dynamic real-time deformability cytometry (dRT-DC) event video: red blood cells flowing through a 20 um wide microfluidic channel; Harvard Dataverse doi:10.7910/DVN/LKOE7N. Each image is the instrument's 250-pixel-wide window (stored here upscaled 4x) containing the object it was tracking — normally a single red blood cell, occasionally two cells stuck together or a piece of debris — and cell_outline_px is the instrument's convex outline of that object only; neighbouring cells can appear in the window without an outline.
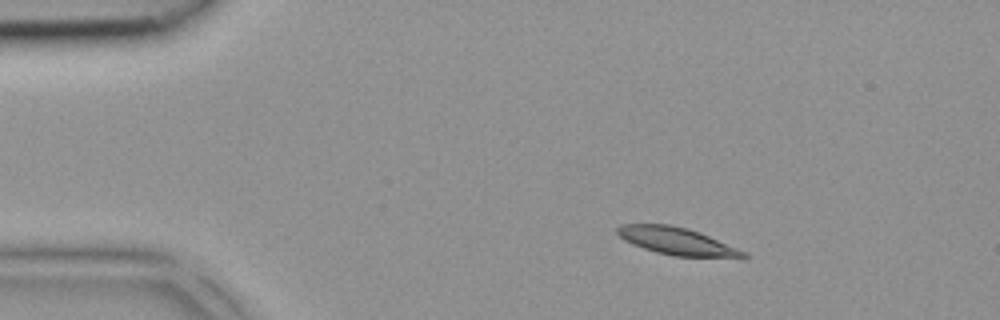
{"species": "common noctule bat (a hibernating species)", "species_latin": "Nyctalus noctula", "temperature_condition": "room temperature", "stored_images_in_passage": 3, "camera_frame_rate_fps": 3000, "um_per_image_px": 0.085, "animal": {"sex": "female", "body_mass_g": 18.4}, "frame": {"image": 1, "passage_image": 1, "time_ms": 0.0, "image_size_px": [1000, 320], "cell_outline_px": [[748, 256], [744, 260], [672, 256], [656, 252], [632, 244], [624, 240], [616, 232], [616, 228], [620, 224], [668, 224], [688, 228], [700, 232], [736, 248], [744, 252]], "centroid_in_image_um": [57.61, 20.54], "position_along_channel_um": 27.4, "area_um2": 20.63}}
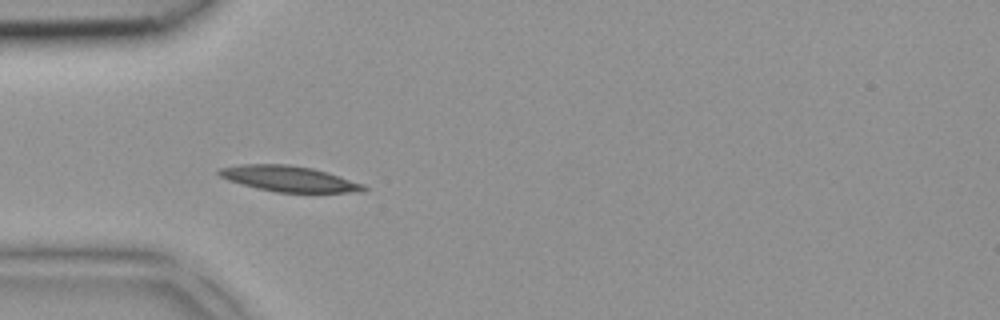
{"frame": {"image": 2, "passage_image": 2, "time_ms": 0.333, "image_size_px": [1000, 320], "cell_outline_px": [[368, 188], [364, 192], [276, 192], [256, 188], [228, 180], [220, 176], [216, 172], [220, 168], [240, 164], [288, 164], [312, 168], [364, 184]], "centroid_in_image_um": [24.54, 15.19], "position_along_channel_um": 60.5, "area_um2": 21.5}}